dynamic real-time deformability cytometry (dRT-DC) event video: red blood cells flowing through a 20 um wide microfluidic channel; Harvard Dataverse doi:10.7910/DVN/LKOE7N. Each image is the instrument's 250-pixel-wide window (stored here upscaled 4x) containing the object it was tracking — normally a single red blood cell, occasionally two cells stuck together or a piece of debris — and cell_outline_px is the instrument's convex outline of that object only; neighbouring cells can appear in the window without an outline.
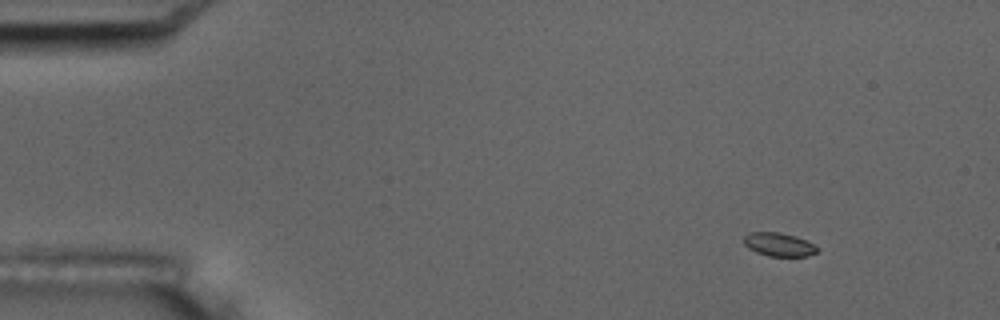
{"species": "common noctule bat (a hibernating species)", "species_latin": "Nyctalus noctula", "temperature_condition": "room temperature", "stored_images_in_passage": 6, "camera_frame_rate_fps": 3000, "um_per_image_px": 0.085, "animal": {"sex": "male", "body_mass_g": 17.5, "forearm_length_mm": 52.3}, "frame": {"image": 1, "passage_image": 3, "time_ms": 2.333, "image_size_px": [1000, 320], "cell_outline_px": [[820, 248], [816, 252], [808, 256], [768, 256], [756, 252], [748, 248], [744, 244], [744, 236], [752, 232], [780, 232], [796, 236]], "centroid_in_image_um": [66.2, 20.78], "position_along_channel_um": 18.8, "area_um2": 10.0}}
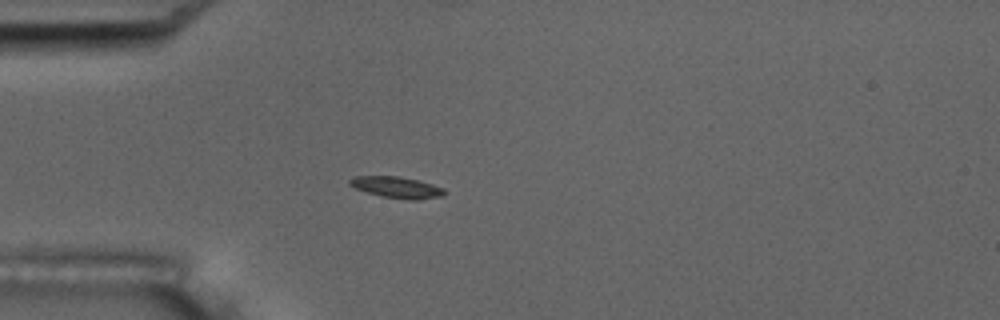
{"frame": {"image": 2, "passage_image": 6, "time_ms": 5.667, "image_size_px": [1000, 320], "cell_outline_px": [[448, 192], [444, 196], [420, 200], [408, 200], [380, 196], [356, 188], [348, 184], [348, 180], [352, 176], [396, 176], [416, 180], [432, 184], [444, 188]], "centroid_in_image_um": [33.76, 15.93], "position_along_channel_um": 51.2, "area_um2": 11.91}}